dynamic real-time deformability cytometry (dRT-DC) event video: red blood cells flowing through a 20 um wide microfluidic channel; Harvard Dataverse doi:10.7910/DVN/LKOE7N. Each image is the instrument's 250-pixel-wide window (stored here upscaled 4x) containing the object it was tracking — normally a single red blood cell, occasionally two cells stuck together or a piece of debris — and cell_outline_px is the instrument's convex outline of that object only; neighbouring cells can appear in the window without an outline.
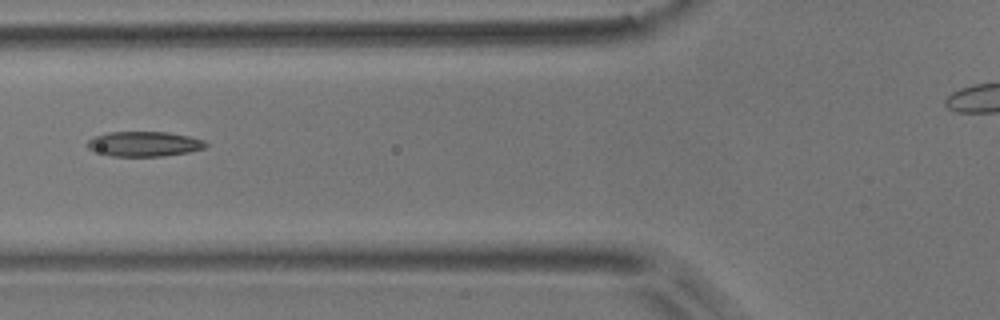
{"species": "common noctule bat (a hibernating species)", "species_latin": "Nyctalus noctula", "temperature_condition": "room temperature", "stored_images_in_passage": 4, "camera_frame_rate_fps": 3000, "um_per_image_px": 0.085, "animal": {"sex": "male", "body_mass_g": 17.9}, "frame": {"image": 1, "passage_image": 4, "time_ms": 1.0, "image_size_px": [1000, 320], "cell_outline_px": [[208, 144], [204, 148], [188, 152], [164, 156], [112, 156], [92, 152], [84, 144], [88, 140], [96, 136], [108, 132], [168, 132], [188, 136], [204, 140]], "centroid_in_image_um": [12.2, 12.24], "position_along_channel_um": 113.6, "area_um2": 17.34}}